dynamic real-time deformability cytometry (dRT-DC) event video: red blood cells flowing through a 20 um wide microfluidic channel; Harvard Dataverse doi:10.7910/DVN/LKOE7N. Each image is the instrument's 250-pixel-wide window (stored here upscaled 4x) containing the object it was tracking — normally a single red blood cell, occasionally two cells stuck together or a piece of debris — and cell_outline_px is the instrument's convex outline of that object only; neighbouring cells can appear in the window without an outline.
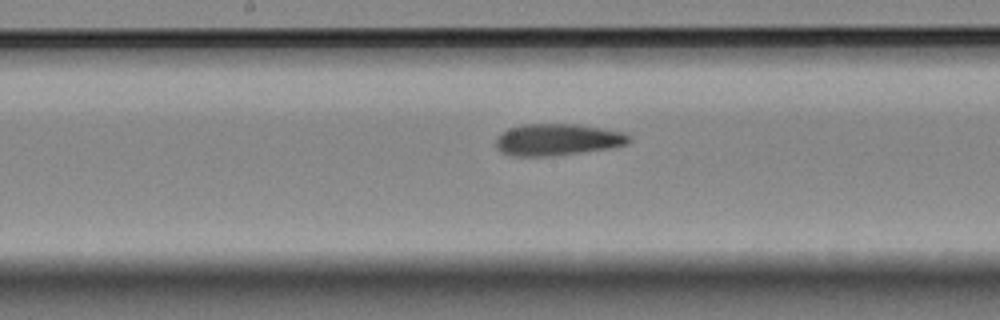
{"species": "Egyptian fruit bat (a non-hibernating species)", "species_latin": "Rousettus aegyptiacus", "temperature_condition": "room temperature", "stored_images_in_passage": 6, "segment_of_instrument_passage": [2, 2], "camera_frame_rate_fps": 3000, "um_per_image_px": 0.085, "animal": {"sex": "female"}, "frame": {"image": 1, "passage_image": 6, "time_ms": 5.667, "image_size_px": [1000, 320], "cell_outline_px": [[632, 140], [628, 144], [608, 148], [552, 156], [512, 156], [500, 152], [496, 148], [496, 136], [500, 132], [508, 128], [520, 124], [580, 124], [624, 132], [632, 136]], "centroid_in_image_um": [47.36, 11.86], "position_along_channel_um": 200.8, "area_um2": 24.97}}